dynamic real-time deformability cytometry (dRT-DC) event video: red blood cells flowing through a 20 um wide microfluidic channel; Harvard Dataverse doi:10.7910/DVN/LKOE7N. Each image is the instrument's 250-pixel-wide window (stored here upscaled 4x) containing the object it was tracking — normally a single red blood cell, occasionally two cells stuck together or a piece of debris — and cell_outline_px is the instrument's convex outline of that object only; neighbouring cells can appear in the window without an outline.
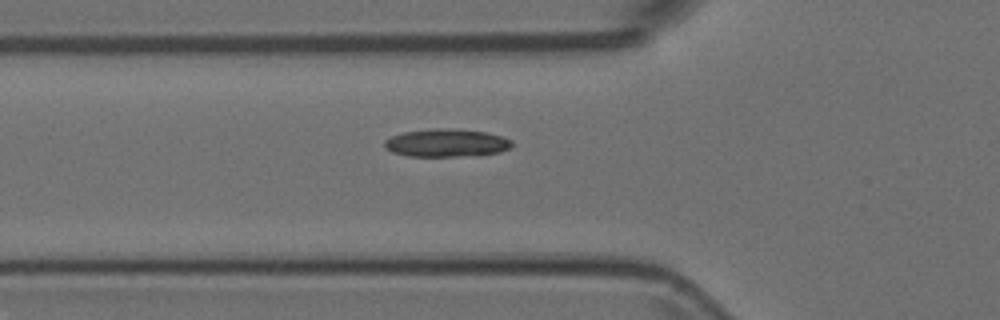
{"species": "Egyptian fruit bat (a non-hibernating species)", "species_latin": "Rousettus aegyptiacus", "temperature_condition": "room temperature", "stored_images_in_passage": 40, "camera_frame_rate_fps": 3000, "um_per_image_px": 0.085, "animal": {"sex": "female"}, "frame": {"image": 1, "passage_image": 6, "time_ms": 1.667, "image_size_px": [1000, 320], "cell_outline_px": [[512, 144], [508, 148], [500, 152], [476, 156], [408, 156], [392, 152], [384, 144], [384, 140], [392, 136], [404, 132], [436, 128], [448, 128], [484, 132], [500, 136], [512, 140]], "centroid_in_image_um": [37.95, 12.15], "position_along_channel_um": 87.8, "area_um2": 20.58}}
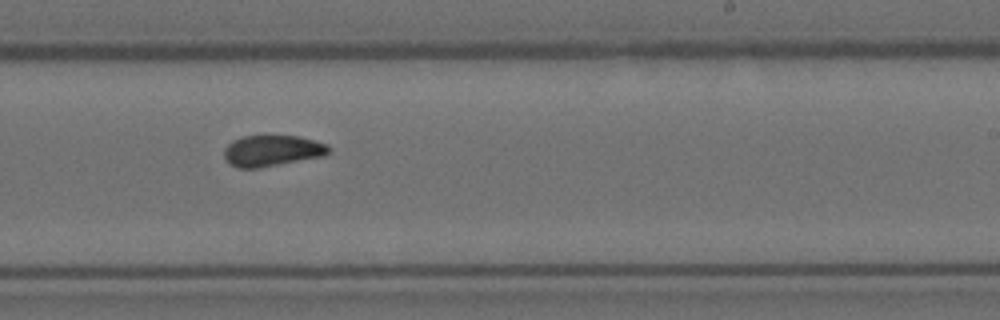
{"frame": {"image": 2, "passage_image": 20, "time_ms": 6.333, "image_size_px": [1000, 320], "cell_outline_px": [[332, 148], [324, 156], [260, 168], [236, 168], [228, 164], [224, 156], [224, 148], [232, 140], [240, 136], [300, 136], [316, 140], [328, 144]], "centroid_in_image_um": [23.12, 12.81], "position_along_channel_um": 265.9, "area_um2": 19.31}}
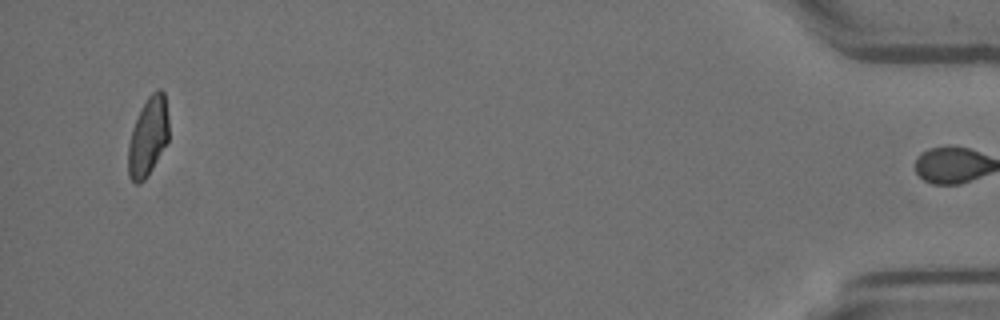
{"frame": {"image": 3, "passage_image": 39, "time_ms": 12.667, "image_size_px": [1000, 320], "cell_outline_px": [[168, 140], [148, 176], [140, 184], [136, 184], [128, 176], [128, 144], [132, 128], [148, 96], [156, 88], [160, 88], [164, 92], [168, 116]], "centroid_in_image_um": [12.58, 11.63], "position_along_channel_um": 422.6, "area_um2": 18.61}}